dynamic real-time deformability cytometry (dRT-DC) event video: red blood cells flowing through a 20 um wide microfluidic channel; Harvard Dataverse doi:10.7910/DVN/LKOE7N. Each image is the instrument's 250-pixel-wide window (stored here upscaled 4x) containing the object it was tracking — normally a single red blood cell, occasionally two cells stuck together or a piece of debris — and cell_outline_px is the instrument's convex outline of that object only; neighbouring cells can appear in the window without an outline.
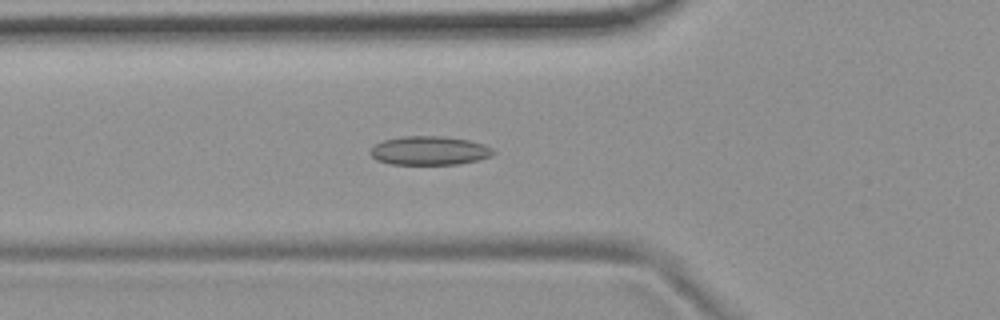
{"species": "common noctule bat (a hibernating species)", "species_latin": "Nyctalus noctula", "temperature_condition": "room temperature", "stored_images_in_passage": 50, "camera_frame_rate_fps": 3000, "um_per_image_px": 0.085, "animal": {"sex": "female", "body_mass_g": 19.9}, "frame": {"image": 1, "passage_image": 15, "time_ms": 4.667, "image_size_px": [1000, 320], "cell_outline_px": [[496, 152], [492, 156], [460, 164], [388, 164], [376, 160], [368, 152], [376, 144], [384, 140], [400, 136], [444, 136], [468, 140], [484, 144], [492, 148]], "centroid_in_image_um": [36.49, 12.8], "position_along_channel_um": 89.3, "area_um2": 20.75}}
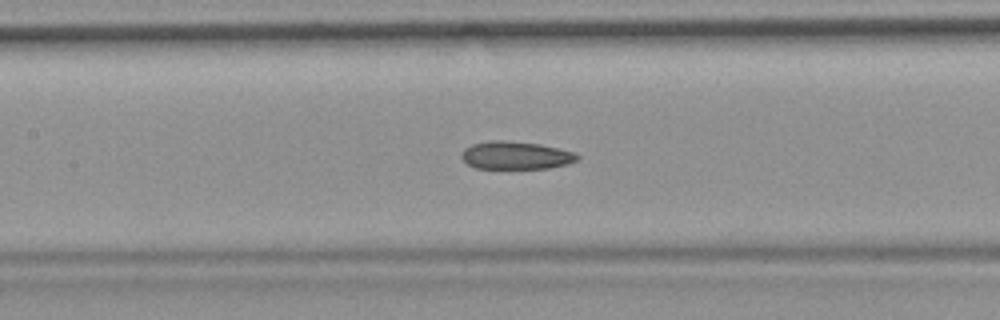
{"frame": {"image": 2, "passage_image": 21, "time_ms": 6.667, "image_size_px": [1000, 320], "cell_outline_px": [[580, 160], [568, 164], [548, 168], [476, 168], [468, 164], [460, 156], [460, 152], [464, 148], [472, 144], [492, 140], [508, 140], [540, 144], [572, 152], [580, 156]], "centroid_in_image_um": [43.83, 13.2], "position_along_channel_um": 163.6, "area_um2": 18.84}}
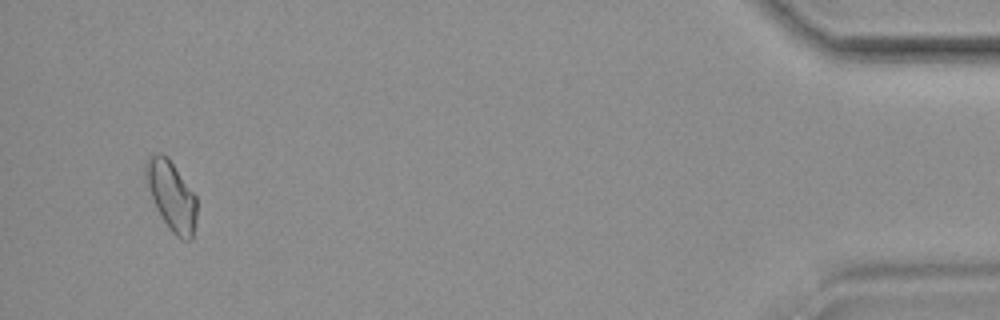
{"frame": {"image": 3, "passage_image": 48, "time_ms": 15.667, "image_size_px": [1000, 320], "cell_outline_px": [[196, 220], [192, 240], [184, 240], [176, 236], [168, 228], [160, 216], [156, 208], [144, 176], [144, 160], [156, 152], [160, 152], [168, 156], [196, 196]], "centroid_in_image_um": [14.55, 16.61], "position_along_channel_um": 420.6, "area_um2": 20.87}, "authors_computed_cell_mechanics": {"area_um2": 19.652, "velocity_mm_per_s": 3.6923, "shape_relaxation_time_tau1_ms": null, "shape_relaxation_time_tau2_ms": 4.6171, "deformation_change_tau1": null, "deformation_change_tau2": 0.0977}}